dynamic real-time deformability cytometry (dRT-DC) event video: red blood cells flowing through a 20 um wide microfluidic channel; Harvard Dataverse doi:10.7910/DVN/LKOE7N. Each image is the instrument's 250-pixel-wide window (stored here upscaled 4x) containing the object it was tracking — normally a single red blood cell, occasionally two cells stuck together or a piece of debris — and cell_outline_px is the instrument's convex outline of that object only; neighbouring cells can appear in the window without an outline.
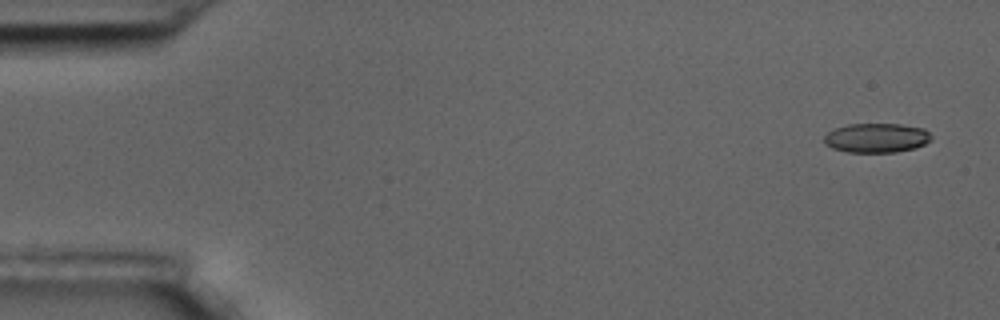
{"species": "common noctule bat (a hibernating species)", "species_latin": "Nyctalus noctula", "temperature_condition": "room temperature", "stored_images_in_passage": 3, "camera_frame_rate_fps": 3000, "um_per_image_px": 0.085, "animal": {"sex": "male", "body_mass_g": 17.5, "forearm_length_mm": 52.3}, "frame": {"image": 1, "passage_image": 1, "time_ms": 0.0, "image_size_px": [1000, 320], "cell_outline_px": [[932, 140], [916, 148], [896, 152], [848, 152], [832, 148], [824, 144], [824, 136], [828, 132], [836, 128], [848, 124], [900, 124], [924, 128], [932, 136]], "centroid_in_image_um": [74.52, 11.72], "position_along_channel_um": 10.5, "area_um2": 18.44}}